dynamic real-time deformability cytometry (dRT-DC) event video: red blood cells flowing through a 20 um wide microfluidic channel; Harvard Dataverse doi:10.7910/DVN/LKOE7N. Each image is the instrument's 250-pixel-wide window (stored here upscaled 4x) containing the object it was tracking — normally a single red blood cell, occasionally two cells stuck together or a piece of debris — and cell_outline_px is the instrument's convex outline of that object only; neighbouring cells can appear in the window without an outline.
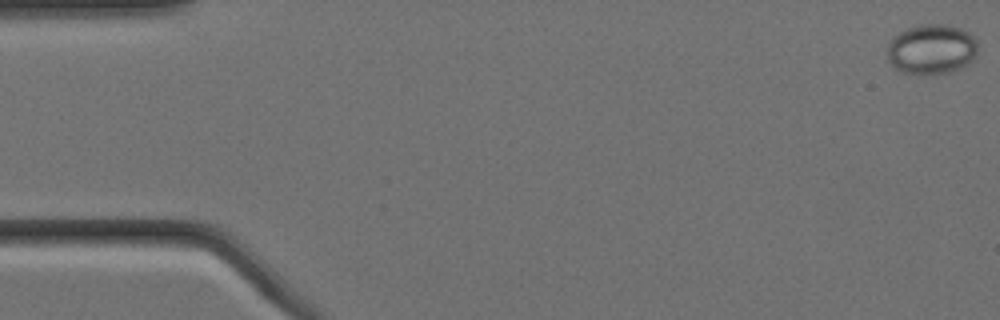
{"species": "Egyptian fruit bat (a non-hibernating species)", "species_latin": "Rousettus aegyptiacus", "temperature_condition": "cold", "stored_images_in_passage": 9, "camera_frame_rate_fps": 3000, "um_per_image_px": 0.085, "animal": {"sex": "female"}, "frame": {"image": 1, "passage_image": 1, "time_ms": 0.0, "image_size_px": [1000, 320], "cell_outline_px": [[976, 56], [972, 60], [960, 68], [948, 72], [904, 72], [896, 68], [888, 60], [888, 44], [900, 32], [908, 28], [920, 24], [944, 24], [960, 28], [968, 32], [976, 40]], "centroid_in_image_um": [79.2, 4.15], "position_along_channel_um": 5.8, "area_um2": 25.66}}
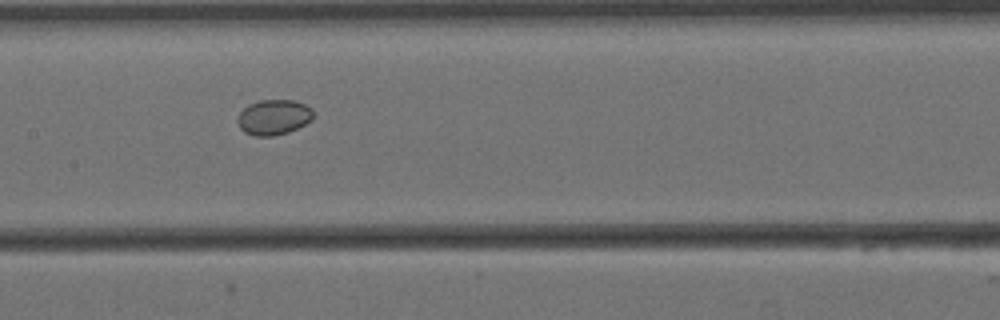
{"frame": {"image": 2, "passage_image": 8, "time_ms": 2.333, "image_size_px": [1000, 320], "cell_outline_px": [[312, 120], [288, 132], [272, 136], [256, 136], [244, 132], [240, 128], [236, 120], [240, 112], [248, 104], [260, 100], [292, 100], [304, 104], [312, 108]], "centroid_in_image_um": [23.23, 9.96], "position_along_channel_um": 184.2, "area_um2": 15.49}}
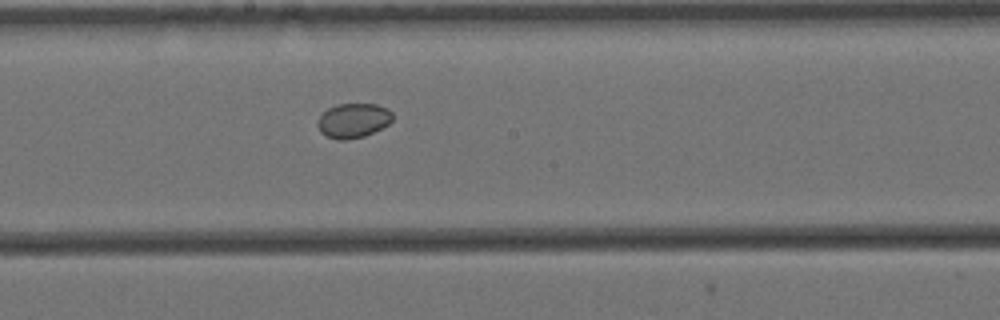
{"frame": {"image": 3, "passage_image": 9, "time_ms": 2.667, "image_size_px": [1000, 320], "cell_outline_px": [[392, 120], [388, 124], [364, 136], [348, 140], [336, 140], [320, 132], [316, 124], [320, 116], [328, 108], [336, 104], [376, 104], [388, 108], [392, 112]], "centroid_in_image_um": [30.01, 10.24], "position_along_channel_um": 218.2, "area_um2": 15.09}}